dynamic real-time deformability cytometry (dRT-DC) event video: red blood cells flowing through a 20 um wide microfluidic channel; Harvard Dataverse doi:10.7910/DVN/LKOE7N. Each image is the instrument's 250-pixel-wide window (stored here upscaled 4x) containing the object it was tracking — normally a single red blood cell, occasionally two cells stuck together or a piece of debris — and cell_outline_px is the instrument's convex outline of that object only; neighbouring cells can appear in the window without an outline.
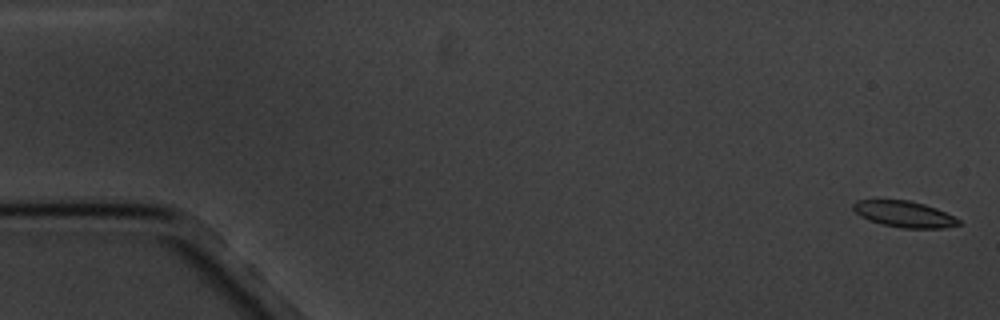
{"species": "common noctule bat (a hibernating species)", "species_latin": "Nyctalus noctula", "temperature_condition": "cold", "stored_images_in_passage": 4, "camera_frame_rate_fps": 3000, "um_per_image_px": 0.085, "animal": {"sex": "male", "body_mass_g": 20.1, "forearm_length_mm": 53.5}, "frame": {"image": 1, "passage_image": 1, "time_ms": 0.0, "image_size_px": [1000, 320], "cell_outline_px": [[960, 224], [944, 228], [900, 228], [868, 220], [860, 216], [852, 208], [852, 204], [856, 200], [908, 200], [924, 204], [936, 208], [960, 220]], "centroid_in_image_um": [76.83, 18.2], "position_along_channel_um": 8.2, "area_um2": 15.95}}